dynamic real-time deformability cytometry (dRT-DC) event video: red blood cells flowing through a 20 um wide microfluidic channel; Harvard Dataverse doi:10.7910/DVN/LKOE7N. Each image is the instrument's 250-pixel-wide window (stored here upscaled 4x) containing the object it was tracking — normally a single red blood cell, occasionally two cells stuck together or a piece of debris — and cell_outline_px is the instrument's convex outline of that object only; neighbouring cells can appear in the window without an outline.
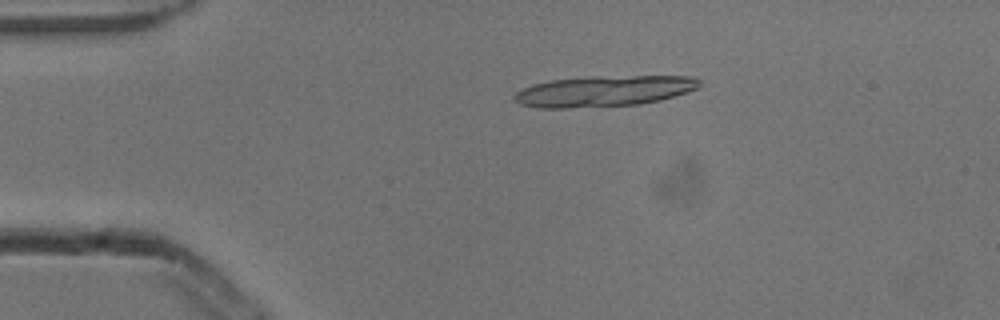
{"species": "common noctule bat (a hibernating species)", "species_latin": "Nyctalus noctula", "temperature_condition": "cold", "stored_images_in_passage": 6, "segment_of_instrument_passage": [1, 2], "camera_frame_rate_fps": 3000, "um_per_image_px": 0.085, "animal": {"sex": "male", "body_mass_g": 13.3}, "frame": {"image": 1, "passage_image": 1, "time_ms": 0.0, "image_size_px": [1000, 320], "cell_outline_px": [[700, 88], [688, 92], [660, 100], [640, 104], [568, 108], [536, 108], [520, 104], [512, 100], [512, 96], [516, 92], [532, 84], [552, 80], [592, 76], [692, 76], [700, 80]], "centroid_in_image_um": [51.32, 7.74], "position_along_channel_um": 33.7, "area_um2": 33.52}}